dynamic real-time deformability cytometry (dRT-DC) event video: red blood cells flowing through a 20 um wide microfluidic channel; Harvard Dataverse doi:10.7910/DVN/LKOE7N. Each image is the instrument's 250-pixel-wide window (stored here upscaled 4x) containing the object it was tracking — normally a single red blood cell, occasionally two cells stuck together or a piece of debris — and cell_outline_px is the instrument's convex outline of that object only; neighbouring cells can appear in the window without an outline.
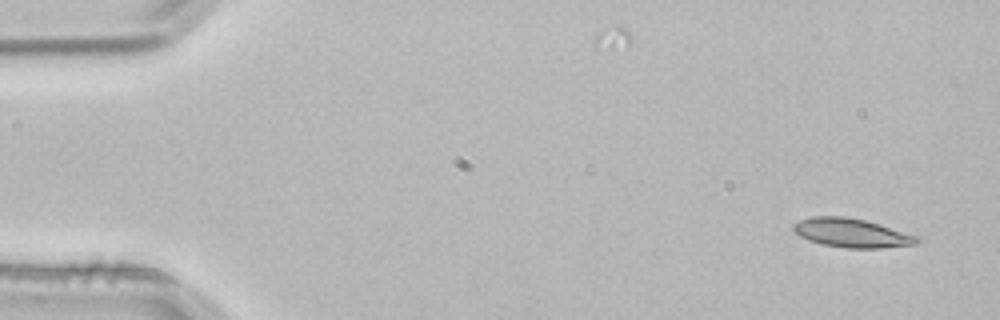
{"species": "common noctule bat (a hibernating species)", "species_latin": "Nyctalus noctula", "temperature_condition": "room temperature", "stored_images_in_passage": 4, "camera_frame_rate_fps": 3000, "um_per_image_px": 0.085, "animal": {"sex": "male", "body_mass_g": 21.5, "forearm_length_mm": 52.0}, "frame": {"image": 1, "passage_image": 1, "time_ms": 0.0, "image_size_px": [1000, 320], "cell_outline_px": [[920, 240], [916, 244], [880, 248], [848, 248], [824, 244], [808, 240], [800, 236], [792, 228], [792, 224], [800, 220], [812, 216], [844, 216], [864, 220], [880, 224], [920, 236]], "centroid_in_image_um": [72.41, 19.79], "position_along_channel_um": 12.6, "area_um2": 20.81}}